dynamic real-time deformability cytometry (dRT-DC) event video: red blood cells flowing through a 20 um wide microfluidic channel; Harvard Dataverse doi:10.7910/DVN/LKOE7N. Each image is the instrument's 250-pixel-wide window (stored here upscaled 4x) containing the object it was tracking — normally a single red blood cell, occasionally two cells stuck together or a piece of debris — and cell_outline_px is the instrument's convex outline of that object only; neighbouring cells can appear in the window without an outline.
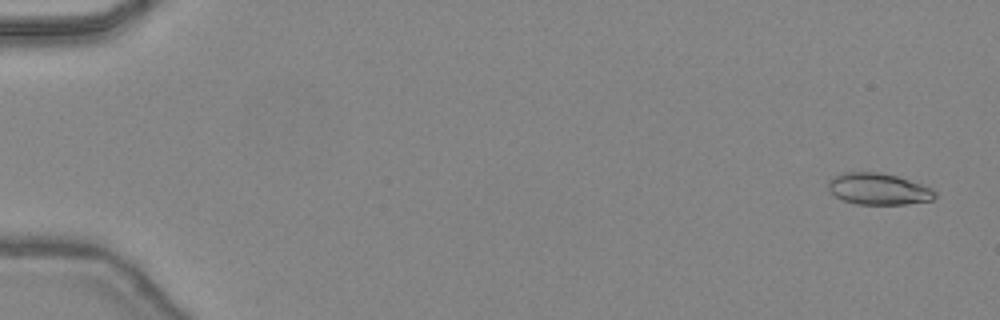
{"species": "common noctule bat (a hibernating species)", "species_latin": "Nyctalus noctula", "temperature_condition": "warm", "stored_images_in_passage": 47, "camera_frame_rate_fps": 3000, "um_per_image_px": 0.085, "animal": {"sex": "female", "body_mass_g": 24.6, "forearm_length_mm": 56.2}, "frame": {"image": 1, "passage_image": 2, "time_ms": 0.333, "image_size_px": [1000, 320], "cell_outline_px": [[936, 196], [932, 200], [904, 204], [856, 204], [844, 200], [836, 196], [828, 188], [828, 184], [836, 176], [844, 172], [880, 172], [896, 176], [932, 188], [936, 192]], "centroid_in_image_um": [74.69, 16.06], "position_along_channel_um": 10.3, "area_um2": 19.25}}
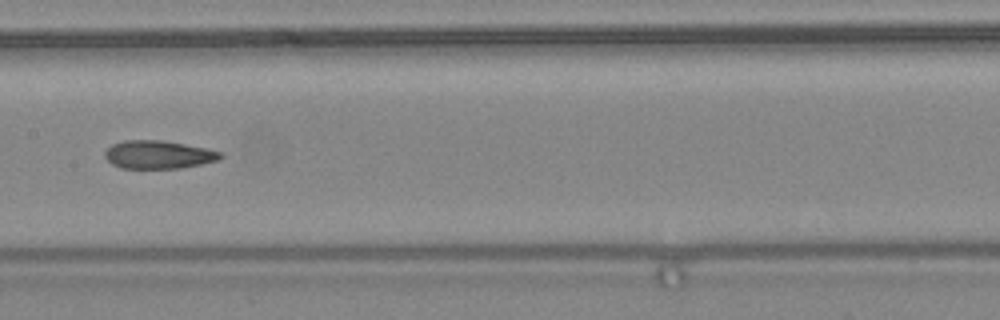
{"frame": {"image": 2, "passage_image": 25, "time_ms": 8.0, "image_size_px": [1000, 320], "cell_outline_px": [[224, 156], [220, 160], [180, 168], [120, 168], [112, 164], [104, 156], [104, 152], [112, 144], [124, 140], [160, 140], [208, 148], [220, 152]], "centroid_in_image_um": [13.47, 13.14], "position_along_channel_um": 193.9, "area_um2": 18.96}}
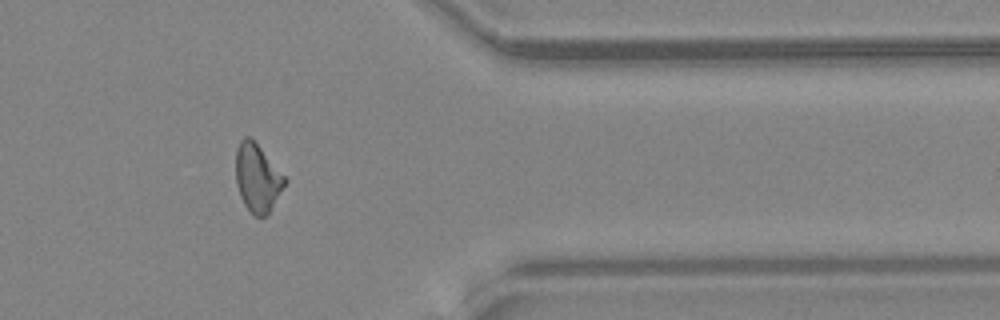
{"frame": {"image": 3, "passage_image": 39, "time_ms": 12.667, "image_size_px": [1000, 320], "cell_outline_px": [[288, 180], [268, 216], [256, 216], [244, 204], [240, 196], [236, 184], [236, 148], [240, 140], [244, 136], [248, 136], [260, 148]], "centroid_in_image_um": [21.88, 15.14], "position_along_channel_um": 389.5, "area_um2": 19.25}, "authors_computed_cell_mechanics": {"area_um2": 19.363, "velocity_mm_per_s": 4.5142, "shape_relaxation_time_tau1_ms": null, "shape_relaxation_time_tau2_ms": 2.4127, "deformation_change_tau1": null, "deformation_change_tau2": 0.1064}}